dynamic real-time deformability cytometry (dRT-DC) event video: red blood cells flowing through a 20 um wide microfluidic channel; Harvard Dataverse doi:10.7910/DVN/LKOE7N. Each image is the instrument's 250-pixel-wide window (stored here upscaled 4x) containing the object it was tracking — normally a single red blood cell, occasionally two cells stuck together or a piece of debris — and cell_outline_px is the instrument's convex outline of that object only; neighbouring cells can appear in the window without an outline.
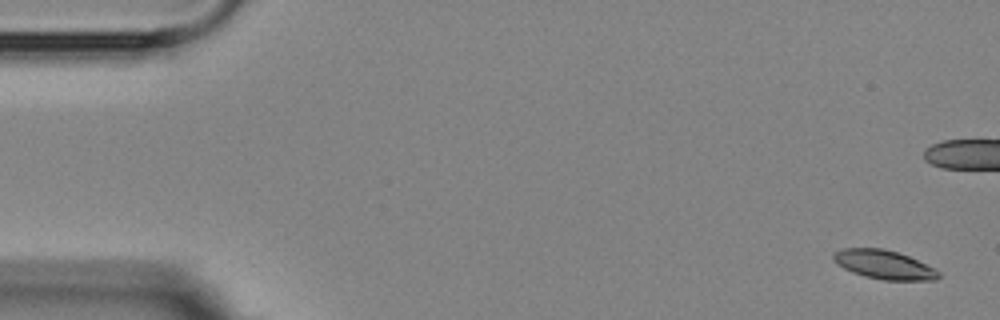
{"species": "Egyptian fruit bat (a non-hibernating species)", "species_latin": "Rousettus aegyptiacus", "temperature_condition": "room temperature", "stored_images_in_passage": 4, "camera_frame_rate_fps": 3000, "um_per_image_px": 0.085, "animal": {"sex": "female"}, "frame": {"image": 1, "passage_image": 1, "time_ms": 0.0, "image_size_px": [1000, 320], "cell_outline_px": [[940, 276], [936, 280], [884, 280], [864, 276], [852, 272], [836, 264], [832, 260], [832, 256], [840, 248], [884, 248], [908, 256], [936, 268], [940, 272]], "centroid_in_image_um": [75.14, 22.49], "position_along_channel_um": 9.9, "area_um2": 17.8}}